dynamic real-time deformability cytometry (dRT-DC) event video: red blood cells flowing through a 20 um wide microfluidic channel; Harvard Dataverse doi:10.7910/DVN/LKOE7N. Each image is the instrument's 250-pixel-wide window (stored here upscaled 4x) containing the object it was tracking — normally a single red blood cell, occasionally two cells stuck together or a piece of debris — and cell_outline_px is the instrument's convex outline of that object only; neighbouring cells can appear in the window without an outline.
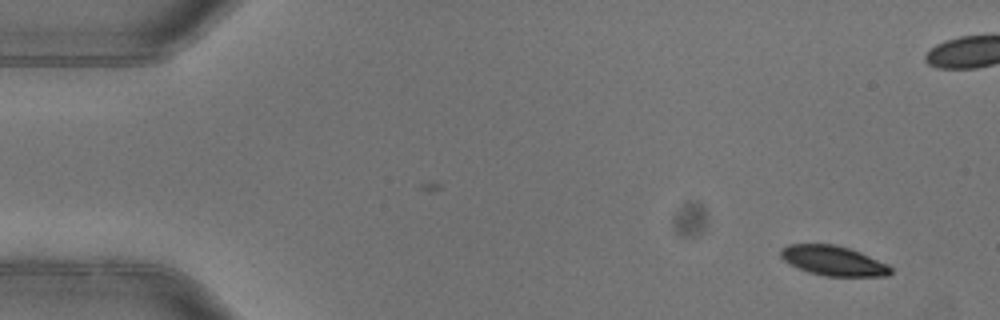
{"species": "common noctule bat (a hibernating species)", "species_latin": "Nyctalus noctula", "temperature_condition": "warm", "stored_images_in_passage": 4, "camera_frame_rate_fps": 3000, "um_per_image_px": 0.085, "animal": {"sex": "female"}, "frame": {"image": 1, "passage_image": 1, "time_ms": 0.0, "image_size_px": [1000, 320], "cell_outline_px": [[892, 272], [888, 276], [824, 276], [808, 272], [784, 260], [780, 256], [780, 248], [788, 244], [836, 244], [860, 252], [888, 264], [892, 268]], "centroid_in_image_um": [70.84, 22.16], "position_along_channel_um": 14.2, "area_um2": 19.07}}